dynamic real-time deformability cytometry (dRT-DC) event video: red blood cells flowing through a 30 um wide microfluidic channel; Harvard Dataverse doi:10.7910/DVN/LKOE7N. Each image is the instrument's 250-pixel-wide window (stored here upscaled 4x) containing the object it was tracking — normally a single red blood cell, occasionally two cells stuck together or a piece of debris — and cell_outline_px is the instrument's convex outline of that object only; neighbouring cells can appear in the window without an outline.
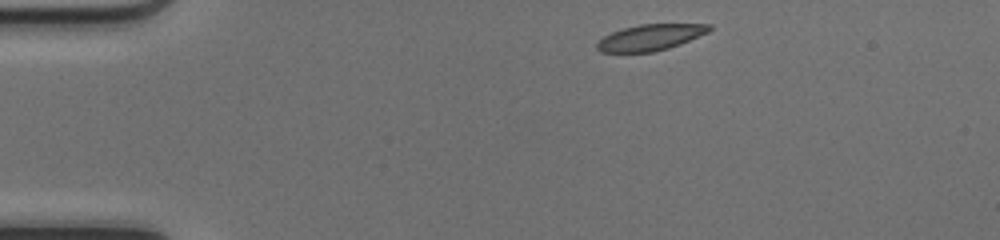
{"species": "common noctule bat (a hibernating species)", "species_latin": "Nyctalus noctula", "temperature_condition": "cold", "stored_images_in_passage": 41, "camera_frame_rate_fps": 3000, "um_per_image_px": 0.085, "animal": {"sex": "female", "body_mass_g": 17.0, "forearm_length_mm": 48.0}, "frame": {"image": 1, "passage_image": 1, "time_ms": 0.0, "image_size_px": [1000, 240], "cell_outline_px": [[712, 28], [708, 32], [680, 44], [668, 48], [652, 52], [600, 52], [596, 48], [596, 44], [604, 36], [612, 32], [624, 28], [640, 24], [712, 24]], "centroid_in_image_um": [55.28, 3.18], "position_along_channel_um": 29.7, "area_um2": 16.94}}
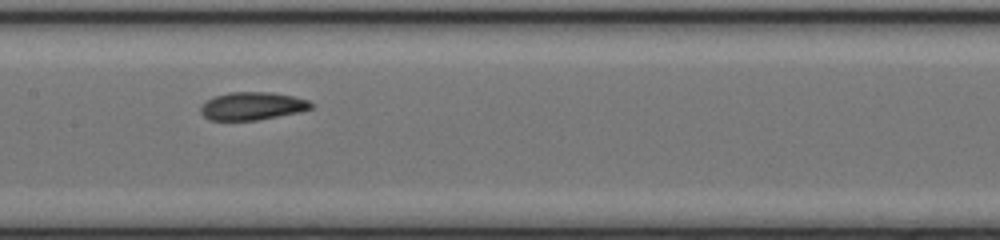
{"frame": {"image": 2, "passage_image": 17, "time_ms": 5.333, "image_size_px": [1000, 240], "cell_outline_px": [[312, 108], [300, 112], [256, 120], [208, 120], [200, 112], [200, 108], [208, 100], [216, 96], [228, 92], [272, 92], [292, 96], [308, 100], [312, 104]], "centroid_in_image_um": [21.45, 9.01], "position_along_channel_um": 186.0, "area_um2": 17.8}}
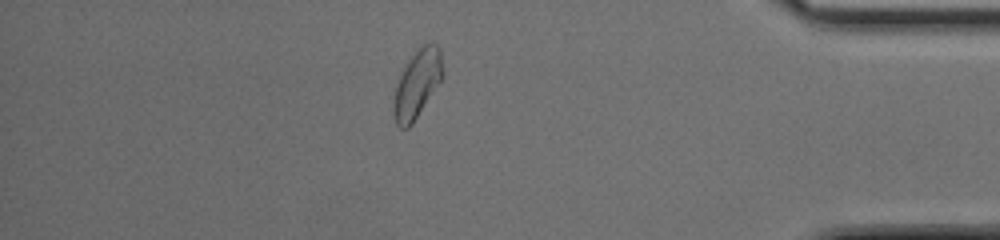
{"frame": {"image": 3, "passage_image": 35, "time_ms": 11.333, "image_size_px": [1000, 240], "cell_outline_px": [[440, 80], [412, 124], [408, 128], [400, 128], [396, 124], [392, 116], [392, 104], [396, 84], [408, 60], [424, 44], [436, 44], [440, 48]], "centroid_in_image_um": [35.37, 7.2], "position_along_channel_um": 399.8, "area_um2": 18.67}, "authors_computed_cell_mechanics": {"area_um2": 18.4382, "velocity_mm_per_s": 4.1518, "shape_relaxation_time_tau1_ms": 2.7622, "shape_relaxation_time_tau2_ms": 2.6726, "deformation_change_tau1": 0.1167, "deformation_change_tau2": 0.0967}}